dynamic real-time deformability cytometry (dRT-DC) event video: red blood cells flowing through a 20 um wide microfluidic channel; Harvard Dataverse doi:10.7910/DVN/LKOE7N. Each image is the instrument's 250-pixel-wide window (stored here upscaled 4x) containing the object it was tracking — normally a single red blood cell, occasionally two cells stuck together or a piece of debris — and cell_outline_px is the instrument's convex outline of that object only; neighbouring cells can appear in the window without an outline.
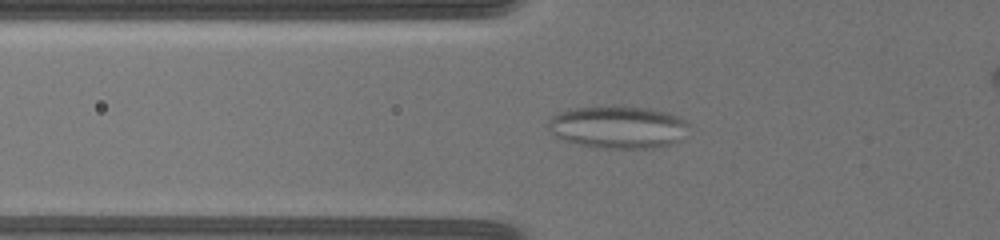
{"species": "common noctule bat (a hibernating species)", "species_latin": "Nyctalus noctula", "temperature_condition": "warm", "stored_images_in_passage": 52, "camera_frame_rate_fps": 3000, "um_per_image_px": 0.085, "animal": {"sex": "female", "body_mass_g": 19.5, "forearm_length_mm": 54.1}, "frame": {"image": 1, "passage_image": 35, "time_ms": 8.333, "image_size_px": [1000, 240], "cell_outline_px": [[688, 124], [680, 140], [668, 144], [648, 148], [600, 148], [560, 140], [548, 128], [548, 120], [552, 116], [560, 112], [576, 108], [616, 104], [648, 108], [668, 112], [688, 120]], "centroid_in_image_um": [52.51, 10.77], "position_along_channel_um": 73.3, "area_um2": 35.08}}
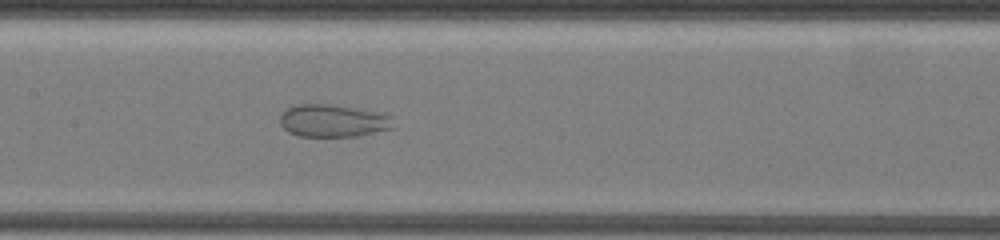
{"frame": {"image": 2, "passage_image": 51, "time_ms": 11.333, "image_size_px": [1000, 240], "cell_outline_px": [[396, 128], [360, 136], [296, 136], [288, 132], [280, 124], [280, 116], [288, 108], [300, 104], [332, 104], [376, 112], [392, 116]], "centroid_in_image_um": [28.35, 10.28], "position_along_channel_um": 179.0, "area_um2": 21.62}}